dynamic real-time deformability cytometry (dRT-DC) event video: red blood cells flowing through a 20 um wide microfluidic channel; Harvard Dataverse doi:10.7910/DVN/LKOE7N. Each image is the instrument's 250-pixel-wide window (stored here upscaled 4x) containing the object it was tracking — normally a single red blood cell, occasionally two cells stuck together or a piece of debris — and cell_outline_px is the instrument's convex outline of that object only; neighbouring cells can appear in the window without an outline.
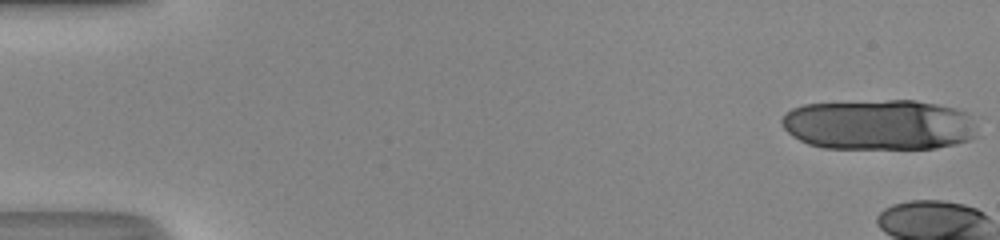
{"species": "human", "species_latin": "Homo sapiens", "temperature_condition": "room temperature", "stored_images_in_passage": 6, "camera_frame_rate_fps": 3000, "um_per_image_px": 0.085, "donor": {"sex": "male"}, "frame": {"image": 1, "passage_image": 1, "time_ms": 0.0, "image_size_px": [1000, 240], "cell_outline_px": [[976, 136], [968, 140], [956, 144], [936, 148], [824, 148], [808, 144], [792, 136], [784, 128], [780, 120], [784, 112], [792, 108], [804, 104], [888, 100], [916, 100], [956, 108], [968, 112]], "centroid_in_image_um": [74.68, 10.6], "position_along_channel_um": 10.3, "area_um2": 57.63}}